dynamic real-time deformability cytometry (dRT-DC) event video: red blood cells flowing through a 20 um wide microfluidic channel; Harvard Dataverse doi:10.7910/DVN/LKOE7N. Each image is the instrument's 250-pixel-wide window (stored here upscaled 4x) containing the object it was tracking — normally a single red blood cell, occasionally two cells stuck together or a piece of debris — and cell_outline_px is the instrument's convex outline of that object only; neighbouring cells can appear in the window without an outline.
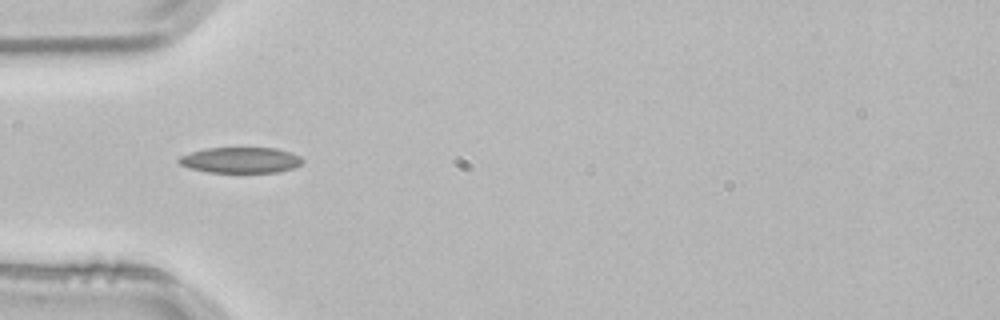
{"species": "common noctule bat (a hibernating species)", "species_latin": "Nyctalus noctula", "temperature_condition": "room temperature", "stored_images_in_passage": 2, "camera_frame_rate_fps": 3000, "um_per_image_px": 0.085, "animal": {"sex": "male", "body_mass_g": 21.5, "forearm_length_mm": 52.0}, "frame": {"image": 1, "passage_image": 2, "time_ms": 0.333, "image_size_px": [1000, 320], "cell_outline_px": [[304, 160], [300, 164], [292, 168], [280, 172], [208, 172], [188, 168], [180, 164], [176, 160], [180, 156], [192, 152], [208, 148], [276, 148], [300, 156]], "centroid_in_image_um": [20.43, 13.61], "position_along_channel_um": 64.6, "area_um2": 18.44}}